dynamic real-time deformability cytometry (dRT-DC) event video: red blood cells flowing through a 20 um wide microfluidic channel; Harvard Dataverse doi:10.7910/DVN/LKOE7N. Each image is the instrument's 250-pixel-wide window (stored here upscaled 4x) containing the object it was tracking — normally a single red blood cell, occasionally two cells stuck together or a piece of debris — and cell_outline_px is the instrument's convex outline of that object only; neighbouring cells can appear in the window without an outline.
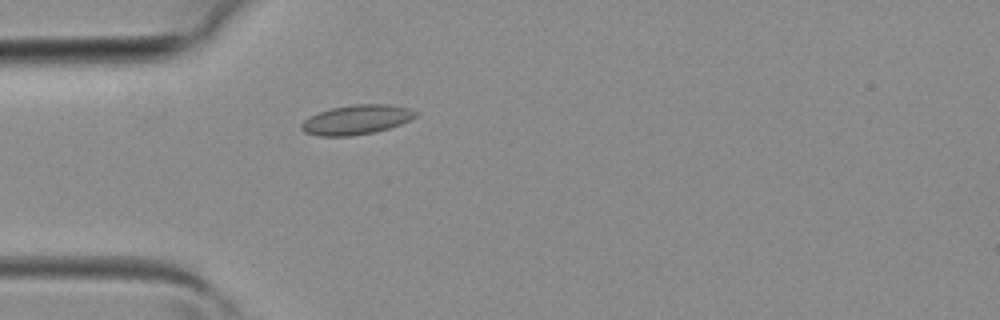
{"species": "common noctule bat (a hibernating species)", "species_latin": "Nyctalus noctula", "temperature_condition": "room temperature", "stored_images_in_passage": 2, "camera_frame_rate_fps": 3000, "um_per_image_px": 0.085, "animal": {"sex": "female", "body_mass_g": 19.3, "forearm_length_mm": 54.1}, "frame": {"image": 1, "passage_image": 2, "time_ms": 0.333, "image_size_px": [1000, 320], "cell_outline_px": [[420, 112], [412, 120], [388, 128], [372, 132], [348, 136], [320, 136], [304, 132], [300, 128], [300, 124], [304, 120], [320, 112], [332, 108], [352, 104], [388, 104], [408, 108]], "centroid_in_image_um": [30.32, 10.17], "position_along_channel_um": 54.7, "area_um2": 19.54}}